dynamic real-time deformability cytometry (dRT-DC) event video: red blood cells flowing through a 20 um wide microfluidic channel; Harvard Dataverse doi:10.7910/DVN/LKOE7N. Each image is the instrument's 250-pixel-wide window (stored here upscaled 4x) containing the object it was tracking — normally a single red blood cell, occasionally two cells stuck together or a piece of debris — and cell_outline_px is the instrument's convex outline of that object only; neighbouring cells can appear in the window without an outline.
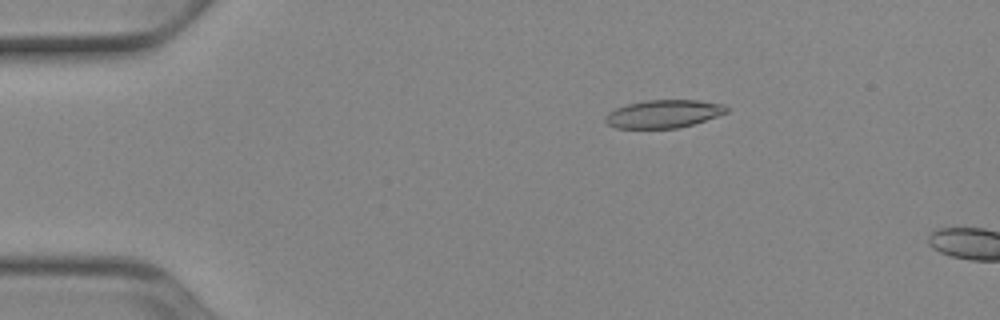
{"species": "Egyptian fruit bat (a non-hibernating species)", "species_latin": "Rousettus aegyptiacus", "temperature_condition": "cold", "stored_images_in_passage": 6, "camera_frame_rate_fps": 3000, "um_per_image_px": 0.085, "animal": {"sex": "female"}, "frame": {"image": 1, "passage_image": 3, "time_ms": 0.667, "image_size_px": [1000, 320], "cell_outline_px": [[728, 112], [692, 124], [676, 128], [616, 128], [608, 124], [604, 120], [604, 116], [608, 112], [616, 108], [628, 104], [648, 100], [700, 100], [724, 104], [728, 108]], "centroid_in_image_um": [56.39, 9.67], "position_along_channel_um": 28.6, "area_um2": 19.65}}